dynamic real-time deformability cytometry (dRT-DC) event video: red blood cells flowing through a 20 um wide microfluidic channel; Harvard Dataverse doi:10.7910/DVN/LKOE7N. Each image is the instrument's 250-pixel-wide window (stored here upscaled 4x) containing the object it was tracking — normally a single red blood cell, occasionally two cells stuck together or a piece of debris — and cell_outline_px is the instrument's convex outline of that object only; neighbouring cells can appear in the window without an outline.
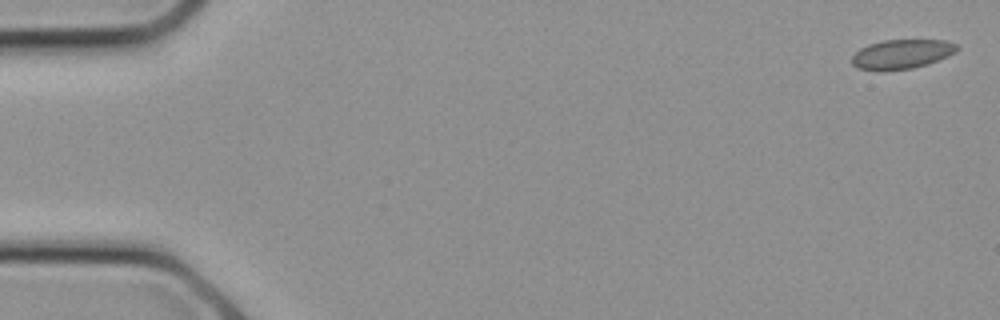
{"species": "common noctule bat (a hibernating species)", "species_latin": "Nyctalus noctula", "temperature_condition": "cold", "stored_images_in_passage": 5, "camera_frame_rate_fps": 3000, "um_per_image_px": 0.085, "animal": {"sex": "female", "body_mass_g": 21.9}, "frame": {"image": 1, "passage_image": 1, "time_ms": 0.0, "image_size_px": [1000, 320], "cell_outline_px": [[960, 48], [956, 52], [948, 56], [928, 64], [912, 68], [884, 72], [880, 72], [856, 68], [852, 64], [852, 56], [860, 48], [868, 44], [884, 40], [948, 40], [956, 44]], "centroid_in_image_um": [76.63, 4.62], "position_along_channel_um": 8.4, "area_um2": 18.38}}